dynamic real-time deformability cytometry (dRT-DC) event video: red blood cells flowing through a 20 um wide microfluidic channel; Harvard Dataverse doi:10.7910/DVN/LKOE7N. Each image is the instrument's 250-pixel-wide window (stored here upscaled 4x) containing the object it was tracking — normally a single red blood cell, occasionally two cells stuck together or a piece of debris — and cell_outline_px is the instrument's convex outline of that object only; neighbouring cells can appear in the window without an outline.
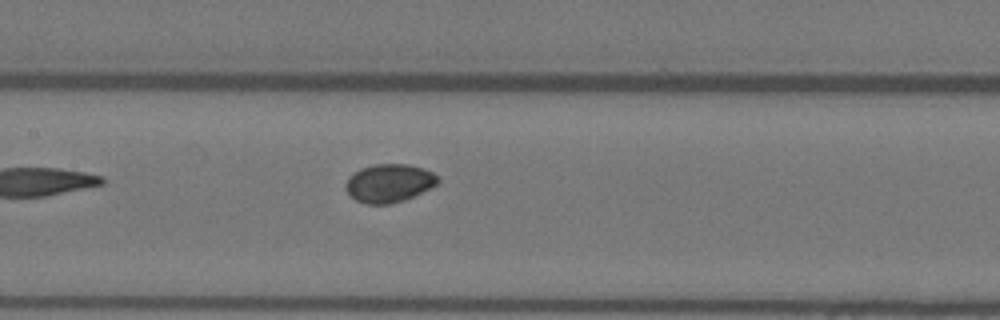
{"species": "Egyptian fruit bat (a non-hibernating species)", "species_latin": "Rousettus aegyptiacus", "temperature_condition": "warm", "stored_images_in_passage": 5, "camera_frame_rate_fps": 3000, "um_per_image_px": 0.085, "animal": {"sex": "female"}, "frame": {"image": 1, "passage_image": 5, "time_ms": 1.333, "image_size_px": [1000, 320], "cell_outline_px": [[440, 180], [436, 184], [404, 200], [392, 204], [364, 204], [356, 200], [344, 188], [344, 184], [348, 176], [360, 168], [376, 164], [408, 164], [424, 168], [432, 172]], "centroid_in_image_um": [33.02, 15.56], "position_along_channel_um": 174.4, "area_um2": 20.52}}